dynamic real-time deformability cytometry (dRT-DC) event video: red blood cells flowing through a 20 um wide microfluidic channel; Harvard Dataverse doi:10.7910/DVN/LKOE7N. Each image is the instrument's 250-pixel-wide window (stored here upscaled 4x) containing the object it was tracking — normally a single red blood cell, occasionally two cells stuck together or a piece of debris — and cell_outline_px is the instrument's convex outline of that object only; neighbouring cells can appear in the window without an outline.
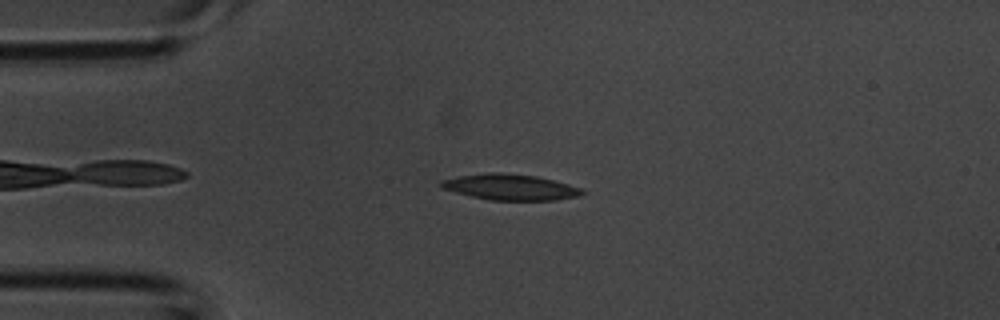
{"species": "common noctule bat (a hibernating species)", "species_latin": "Nyctalus noctula", "temperature_condition": "room temperature", "stored_images_in_passage": 2, "camera_frame_rate_fps": 3000, "um_per_image_px": 0.085, "animal": {"sex": "male", "body_mass_g": 20.1, "forearm_length_mm": 53.5}, "frame": {"image": 1, "passage_image": 1, "time_ms": 0.0, "image_size_px": [1000, 320], "cell_outline_px": [[588, 192], [580, 196], [556, 200], [488, 200], [440, 188], [440, 180], [460, 176], [488, 172], [500, 172], [536, 176], [568, 184], [580, 188]], "centroid_in_image_um": [43.39, 15.9], "position_along_channel_um": 41.6, "area_um2": 21.27}}